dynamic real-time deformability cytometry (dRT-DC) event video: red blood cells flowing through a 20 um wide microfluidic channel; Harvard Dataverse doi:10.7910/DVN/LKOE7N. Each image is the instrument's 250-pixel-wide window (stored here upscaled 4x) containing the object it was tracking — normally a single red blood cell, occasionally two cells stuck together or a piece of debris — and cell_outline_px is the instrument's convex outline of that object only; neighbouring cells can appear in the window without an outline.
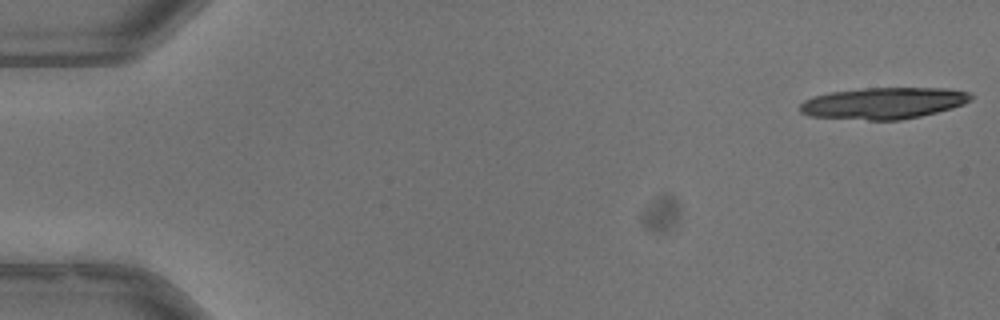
{"species": "common noctule bat (a hibernating species)", "species_latin": "Nyctalus noctula", "temperature_condition": "warm", "stored_images_in_passage": 8, "camera_frame_rate_fps": 3000, "um_per_image_px": 0.085, "animal": {"sex": "male", "body_mass_g": 13.3}, "frame": {"image": 1, "passage_image": 1, "time_ms": 0.0, "image_size_px": [1000, 320], "cell_outline_px": [[972, 100], [964, 104], [952, 108], [920, 116], [900, 120], [868, 120], [808, 116], [800, 112], [800, 104], [804, 100], [812, 96], [828, 92], [864, 88], [948, 88], [972, 92]], "centroid_in_image_um": [75.1, 8.76], "position_along_channel_um": 9.9, "area_um2": 31.62}}